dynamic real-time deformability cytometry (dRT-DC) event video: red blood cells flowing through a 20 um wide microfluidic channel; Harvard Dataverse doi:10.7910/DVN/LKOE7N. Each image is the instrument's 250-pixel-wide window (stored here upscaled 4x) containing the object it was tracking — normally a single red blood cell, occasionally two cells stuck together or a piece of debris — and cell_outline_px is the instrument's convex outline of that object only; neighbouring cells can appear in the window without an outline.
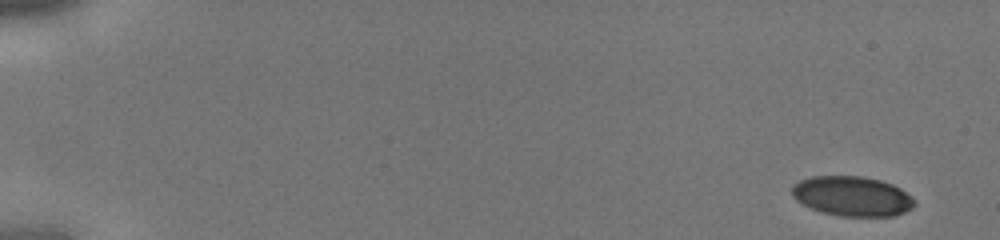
{"species": "human", "species_latin": "Homo sapiens", "temperature_condition": "cold", "stored_images_in_passage": 24, "camera_frame_rate_fps": 3000, "um_per_image_px": 0.085, "donor": {"sex": "male"}, "frame": {"image": 1, "passage_image": 1, "time_ms": 0.0, "image_size_px": [1000, 240], "cell_outline_px": [[916, 204], [912, 208], [896, 216], [840, 216], [824, 212], [812, 208], [796, 200], [792, 196], [792, 184], [800, 180], [812, 176], [864, 176], [880, 180], [892, 184], [900, 188]], "centroid_in_image_um": [72.41, 16.67], "position_along_channel_um": 12.6, "area_um2": 28.26}}
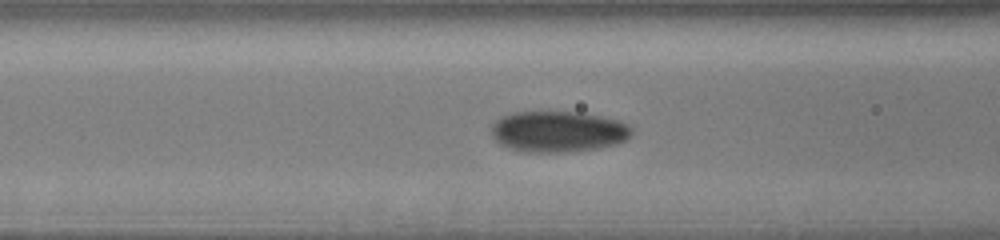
{"frame": {"image": 2, "passage_image": 14, "time_ms": 4.333, "image_size_px": [1000, 240], "cell_outline_px": [[632, 132], [624, 140], [616, 144], [600, 148], [568, 152], [520, 152], [508, 148], [500, 144], [492, 136], [492, 124], [500, 116], [512, 112], [580, 112], [620, 120], [628, 124], [632, 128]], "centroid_in_image_um": [47.42, 11.18], "position_along_channel_um": 119.2, "area_um2": 33.81}}
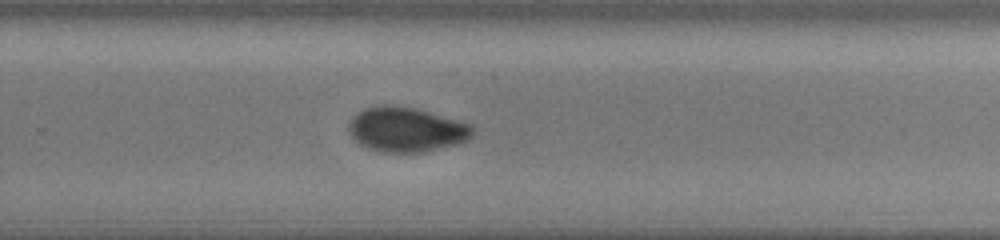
{"frame": {"image": 3, "passage_image": 24, "time_ms": 7.667, "image_size_px": [1000, 240], "cell_outline_px": [[476, 132], [468, 140], [460, 144], [420, 152], [384, 152], [368, 148], [360, 144], [348, 132], [348, 124], [352, 116], [364, 108], [380, 104], [392, 104], [416, 108], [472, 124], [476, 128]], "centroid_in_image_um": [34.56, 10.99], "position_along_channel_um": 295.2, "area_um2": 32.71}}